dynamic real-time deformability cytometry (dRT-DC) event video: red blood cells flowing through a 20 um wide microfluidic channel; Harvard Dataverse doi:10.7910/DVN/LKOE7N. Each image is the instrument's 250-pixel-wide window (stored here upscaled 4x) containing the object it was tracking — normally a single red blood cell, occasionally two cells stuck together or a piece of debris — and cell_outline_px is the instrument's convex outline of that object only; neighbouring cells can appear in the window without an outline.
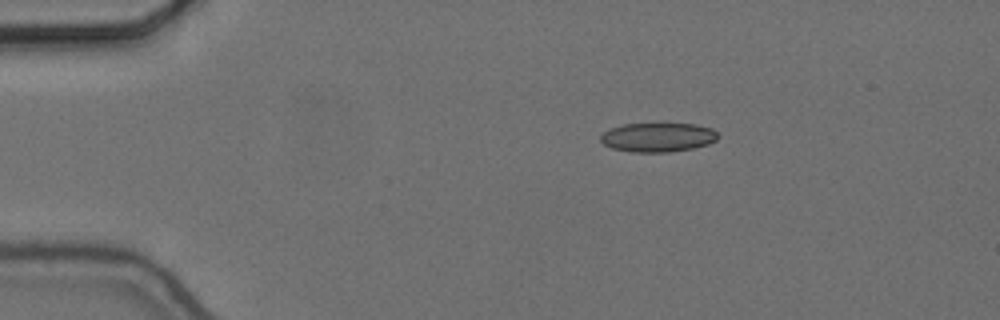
{"species": "common noctule bat (a hibernating species)", "species_latin": "Nyctalus noctula", "temperature_condition": "cold", "stored_images_in_passage": 47, "camera_frame_rate_fps": 3000, "um_per_image_px": 0.085, "animal": {"sex": "female", "body_mass_g": 24.6, "forearm_length_mm": 56.2}, "frame": {"image": 1, "passage_image": 1, "time_ms": 0.0, "image_size_px": [1000, 320], "cell_outline_px": [[720, 136], [716, 140], [708, 144], [692, 148], [668, 152], [632, 152], [612, 148], [604, 144], [600, 140], [600, 136], [604, 132], [612, 128], [624, 124], [696, 124], [712, 128]], "centroid_in_image_um": [55.94, 11.67], "position_along_channel_um": 29.1, "area_um2": 19.83}}
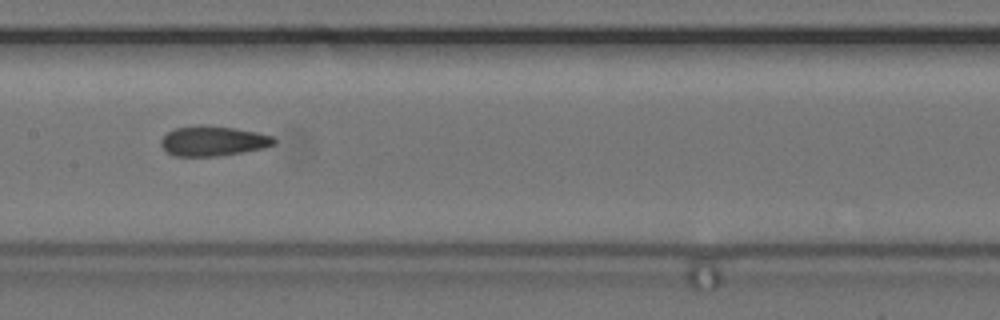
{"frame": {"image": 2, "passage_image": 19, "time_ms": 6.0, "image_size_px": [1000, 320], "cell_outline_px": [[276, 144], [264, 148], [220, 156], [172, 156], [160, 144], [160, 140], [168, 132], [176, 128], [196, 124], [204, 124], [232, 128], [256, 132], [272, 136], [276, 140]], "centroid_in_image_um": [18.1, 11.98], "position_along_channel_um": 189.3, "area_um2": 19.83}}
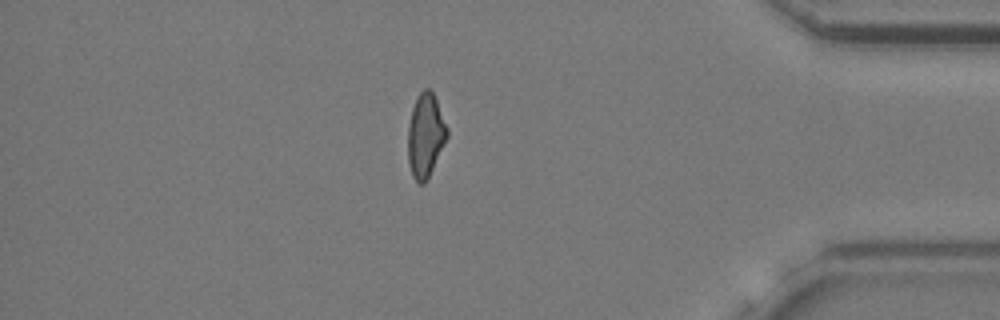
{"frame": {"image": 3, "passage_image": 39, "time_ms": 12.667, "image_size_px": [1000, 320], "cell_outline_px": [[448, 136], [424, 184], [420, 184], [412, 176], [408, 164], [408, 124], [412, 108], [416, 96], [424, 88], [428, 88], [432, 92], [436, 100], [448, 128]], "centroid_in_image_um": [36.15, 11.48], "position_along_channel_um": 399.1, "area_um2": 18.96}, "authors_computed_cell_mechanics": {"area_um2": 19.8254, "velocity_mm_per_s": 3.6772, "shape_relaxation_time_tau1_ms": null, "shape_relaxation_time_tau2_ms": 2.9209, "deformation_change_tau1": null, "deformation_change_tau2": 0.1136}}